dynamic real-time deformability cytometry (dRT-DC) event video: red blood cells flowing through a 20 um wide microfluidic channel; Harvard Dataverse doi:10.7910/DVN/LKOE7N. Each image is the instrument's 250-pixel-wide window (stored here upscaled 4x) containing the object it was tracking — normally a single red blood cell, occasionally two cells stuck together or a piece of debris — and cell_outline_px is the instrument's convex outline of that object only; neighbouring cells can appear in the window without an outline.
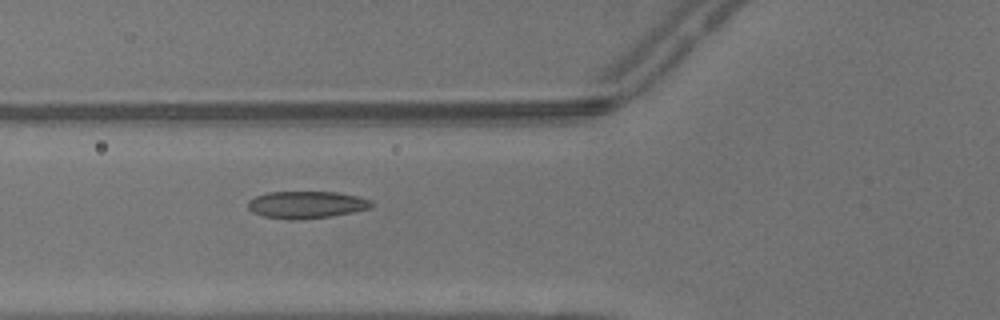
{"species": "common noctule bat (a hibernating species)", "species_latin": "Nyctalus noctula", "temperature_condition": "warm", "stored_images_in_passage": 2, "camera_frame_rate_fps": 3000, "um_per_image_px": 0.085, "animal": {"sex": "male", "body_mass_g": 13.3}, "frame": {"image": 1, "passage_image": 2, "time_ms": 0.333, "image_size_px": [1000, 320], "cell_outline_px": [[372, 208], [332, 216], [288, 220], [264, 216], [252, 212], [248, 208], [248, 200], [256, 196], [268, 192], [336, 192], [356, 196], [372, 200]], "centroid_in_image_um": [26.04, 17.4], "position_along_channel_um": 99.8, "area_um2": 19.48}}